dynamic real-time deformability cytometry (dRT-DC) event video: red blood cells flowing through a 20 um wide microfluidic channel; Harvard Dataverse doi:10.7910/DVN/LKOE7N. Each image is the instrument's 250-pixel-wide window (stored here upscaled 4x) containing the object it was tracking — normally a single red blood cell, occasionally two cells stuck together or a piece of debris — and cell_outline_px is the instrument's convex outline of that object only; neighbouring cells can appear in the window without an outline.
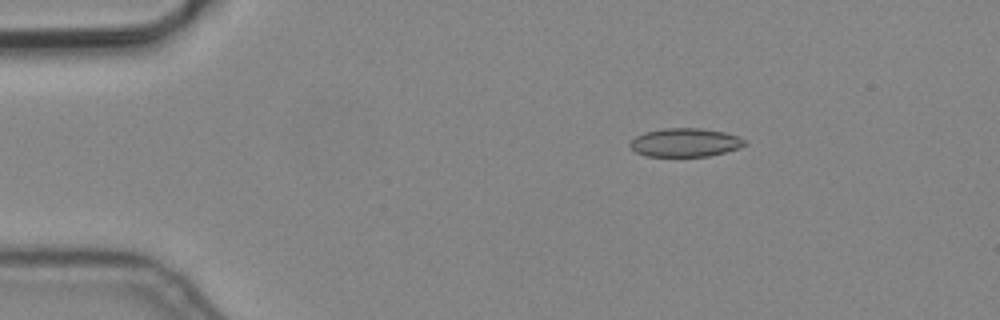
{"species": "common noctule bat (a hibernating species)", "species_latin": "Nyctalus noctula", "temperature_condition": "cold", "stored_images_in_passage": 6, "camera_frame_rate_fps": 3000, "um_per_image_px": 0.085, "animal": {"sex": "male", "body_mass_g": 19.2, "forearm_length_mm": 51.8}, "frame": {"image": 1, "passage_image": 3, "time_ms": 0.667, "image_size_px": [1000, 320], "cell_outline_px": [[748, 144], [740, 148], [708, 156], [644, 156], [636, 152], [628, 144], [636, 136], [644, 132], [664, 128], [700, 128], [724, 132], [748, 140]], "centroid_in_image_um": [58.25, 12.11], "position_along_channel_um": 26.7, "area_um2": 19.13}}
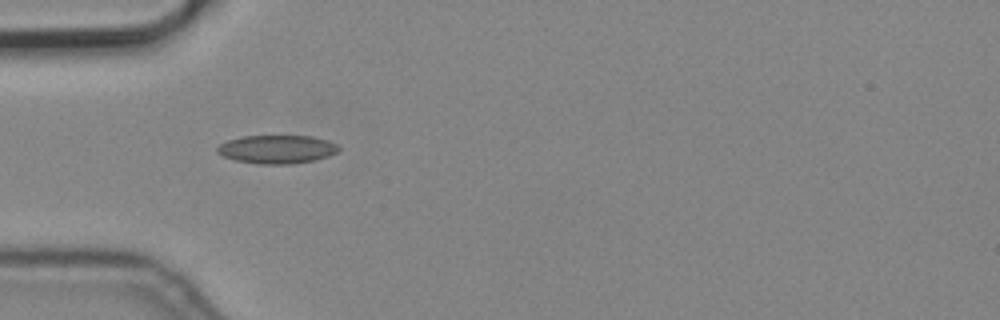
{"frame": {"image": 2, "passage_image": 5, "time_ms": 1.333, "image_size_px": [1000, 320], "cell_outline_px": [[340, 148], [336, 152], [328, 156], [312, 160], [292, 164], [256, 164], [236, 160], [224, 156], [216, 152], [216, 148], [220, 144], [228, 140], [240, 136], [312, 136], [328, 140], [336, 144]], "centroid_in_image_um": [23.52, 12.68], "position_along_channel_um": 61.5, "area_um2": 20.06}}
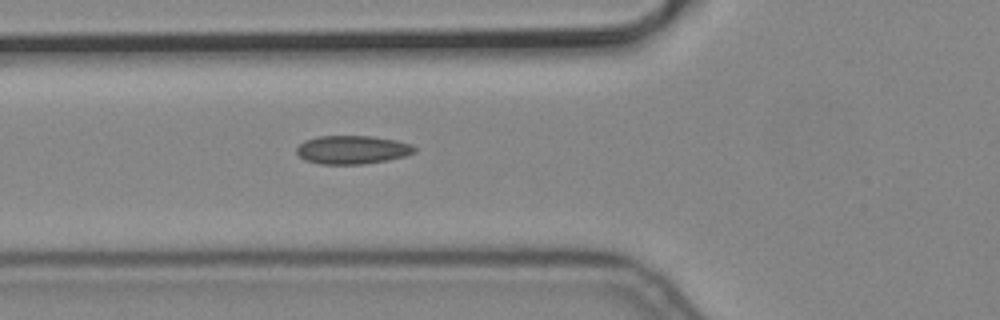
{"frame": {"image": 3, "passage_image": 6, "time_ms": 1.667, "image_size_px": [1000, 320], "cell_outline_px": [[416, 152], [404, 156], [388, 160], [364, 164], [320, 164], [304, 160], [296, 152], [296, 148], [304, 140], [316, 136], [372, 136], [396, 140], [412, 144], [416, 148]], "centroid_in_image_um": [29.94, 12.72], "position_along_channel_um": 95.9, "area_um2": 19.71}}